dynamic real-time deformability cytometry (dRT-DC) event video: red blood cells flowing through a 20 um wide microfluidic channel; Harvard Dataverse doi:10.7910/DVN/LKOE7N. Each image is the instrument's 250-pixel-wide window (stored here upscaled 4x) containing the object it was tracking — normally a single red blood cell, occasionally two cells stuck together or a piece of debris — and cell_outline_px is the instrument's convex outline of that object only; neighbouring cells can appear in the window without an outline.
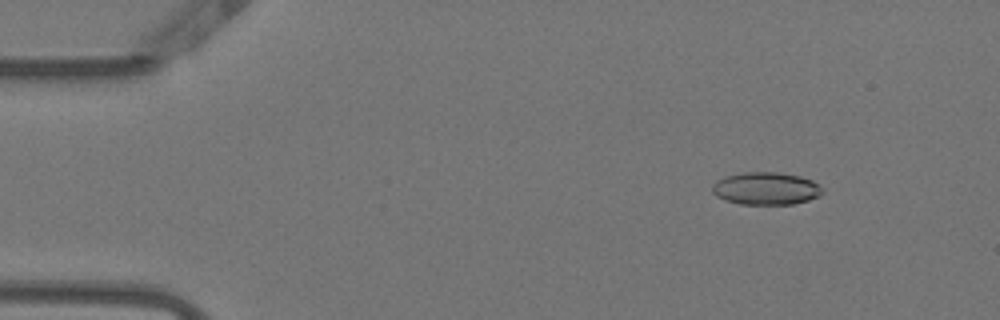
{"species": "Egyptian fruit bat (a non-hibernating species)", "species_latin": "Rousettus aegyptiacus", "temperature_condition": "warm", "stored_images_in_passage": 46, "camera_frame_rate_fps": 3000, "um_per_image_px": 0.085, "animal": {"sex": "female"}, "frame": {"image": 1, "passage_image": 6, "time_ms": 1.667, "image_size_px": [1000, 320], "cell_outline_px": [[824, 192], [820, 196], [808, 200], [792, 204], [740, 204], [724, 200], [716, 196], [712, 192], [712, 184], [716, 180], [724, 176], [744, 172], [776, 172], [800, 176], [812, 180], [824, 188]], "centroid_in_image_um": [65.1, 16.02], "position_along_channel_um": 19.9, "area_um2": 21.15}}
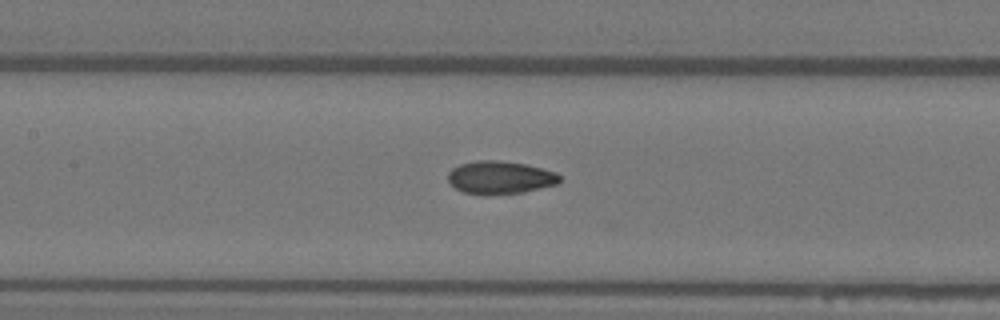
{"frame": {"image": 2, "passage_image": 24, "time_ms": 7.667, "image_size_px": [1000, 320], "cell_outline_px": [[560, 184], [524, 192], [488, 196], [464, 192], [456, 188], [448, 180], [448, 172], [452, 168], [460, 164], [476, 160], [500, 160], [524, 164], [556, 172], [560, 176]], "centroid_in_image_um": [42.52, 15.1], "position_along_channel_um": 164.9, "area_um2": 21.68}}
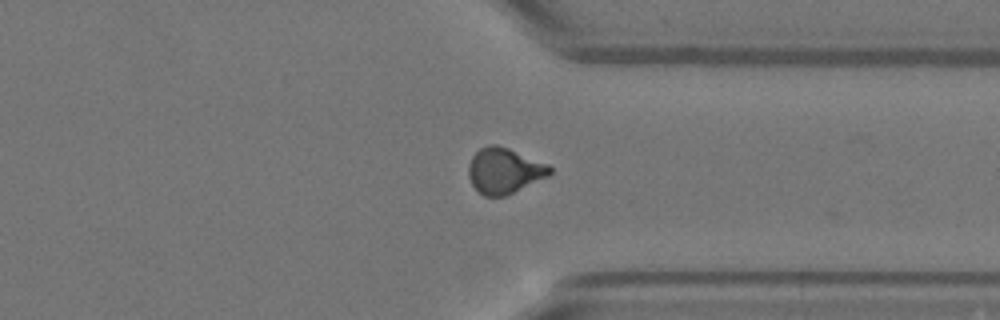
{"frame": {"image": 3, "passage_image": 40, "time_ms": 13.0, "image_size_px": [1000, 320], "cell_outline_px": [[552, 172], [548, 176], [504, 196], [484, 196], [472, 184], [468, 176], [468, 164], [472, 156], [480, 148], [488, 144], [496, 144], [508, 148], [548, 164], [552, 168]], "centroid_in_image_um": [42.84, 14.49], "position_along_channel_um": 368.6, "area_um2": 21.44}, "authors_computed_cell_mechanics": {"area_um2": 21.097, "velocity_mm_per_s": 3.8397, "shape_relaxation_time_tau1_ms": null, "shape_relaxation_time_tau2_ms": 2.1007, "deformation_change_tau1": null, "deformation_change_tau2": 0.0718}}